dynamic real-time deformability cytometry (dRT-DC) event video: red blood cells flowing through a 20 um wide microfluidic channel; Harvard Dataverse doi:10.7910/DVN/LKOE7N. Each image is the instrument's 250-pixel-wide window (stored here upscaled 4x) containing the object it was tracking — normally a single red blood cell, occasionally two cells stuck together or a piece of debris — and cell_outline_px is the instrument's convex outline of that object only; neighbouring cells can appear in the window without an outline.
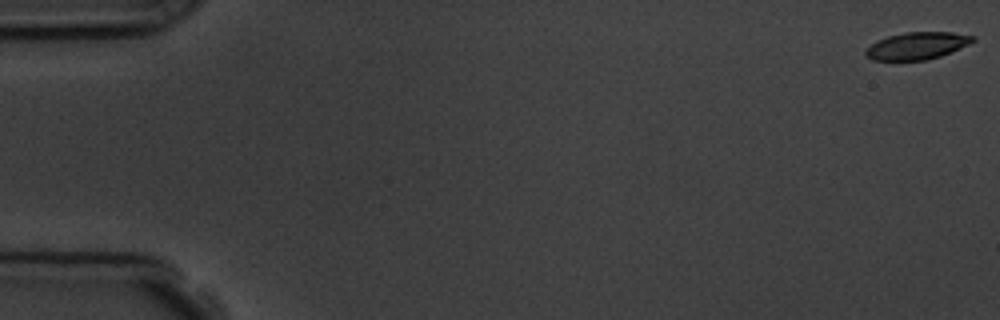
{"species": "common noctule bat (a hibernating species)", "species_latin": "Nyctalus noctula", "temperature_condition": "room temperature", "stored_images_in_passage": 4, "camera_frame_rate_fps": 3000, "um_per_image_px": 0.085, "animal": {"sex": "male", "body_mass_g": 19.5, "forearm_length_mm": 54.6}, "frame": {"image": 1, "passage_image": 1, "time_ms": 0.0, "image_size_px": [1000, 320], "cell_outline_px": [[976, 40], [968, 44], [940, 56], [924, 60], [872, 60], [864, 56], [864, 52], [876, 40], [888, 36], [904, 32], [952, 32], [976, 36]], "centroid_in_image_um": [77.93, 3.88], "position_along_channel_um": 7.1, "area_um2": 16.94}}
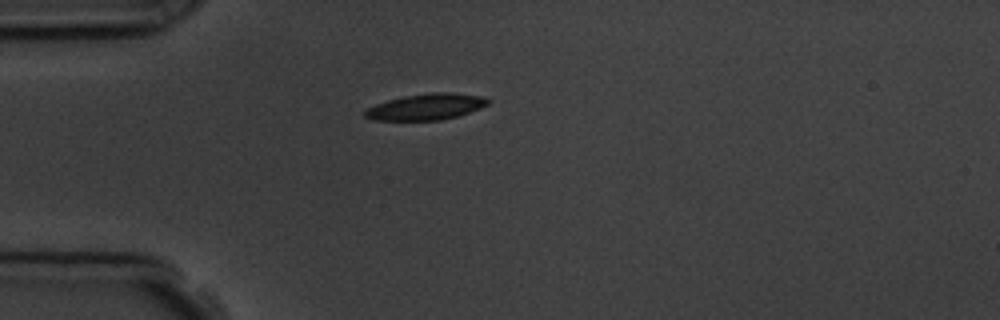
{"frame": {"image": 2, "passage_image": 4, "time_ms": 4.667, "image_size_px": [1000, 320], "cell_outline_px": [[492, 100], [488, 104], [480, 108], [456, 116], [440, 120], [372, 120], [364, 116], [364, 112], [368, 108], [376, 104], [388, 100], [404, 96], [432, 92], [452, 92], [484, 96]], "centroid_in_image_um": [36.25, 9.07], "position_along_channel_um": 48.8, "area_um2": 18.73}}